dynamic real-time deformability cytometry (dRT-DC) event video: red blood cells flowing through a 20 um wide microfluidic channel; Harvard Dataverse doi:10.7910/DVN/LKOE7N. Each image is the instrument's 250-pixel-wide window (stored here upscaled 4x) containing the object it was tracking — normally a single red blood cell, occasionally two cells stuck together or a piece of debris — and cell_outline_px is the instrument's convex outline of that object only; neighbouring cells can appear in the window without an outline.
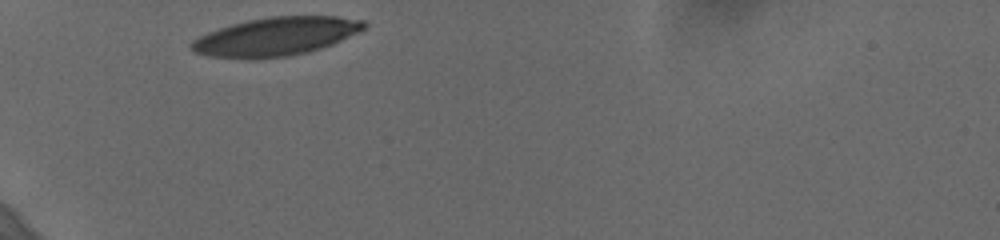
{"species": "human", "species_latin": "Homo sapiens", "temperature_condition": "cold", "stored_images_in_passage": 30, "camera_frame_rate_fps": 3000, "um_per_image_px": 0.085, "donor": {"sex": "female"}, "frame": {"image": 1, "passage_image": 1, "time_ms": 0.0, "image_size_px": [1000, 240], "cell_outline_px": [[368, 28], [332, 44], [308, 52], [288, 56], [256, 60], [252, 60], [208, 56], [196, 52], [192, 48], [192, 40], [208, 32], [220, 28], [248, 20], [268, 16], [336, 16], [364, 20], [368, 24]], "centroid_in_image_um": [23.49, 3.11], "position_along_channel_um": 61.5, "area_um2": 38.84}}
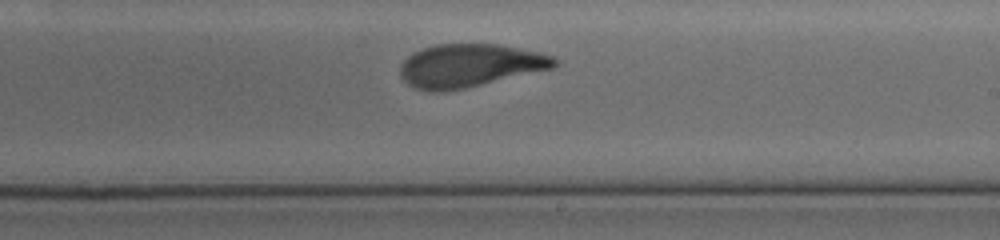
{"frame": {"image": 2, "passage_image": 18, "time_ms": 5.667, "image_size_px": [1000, 240], "cell_outline_px": [[560, 60], [552, 68], [464, 88], [444, 92], [432, 92], [416, 88], [408, 84], [400, 76], [400, 68], [404, 60], [412, 52], [436, 44], [496, 44], [540, 52], [552, 56]], "centroid_in_image_um": [39.9, 5.57], "position_along_channel_um": 249.1, "area_um2": 38.49}}
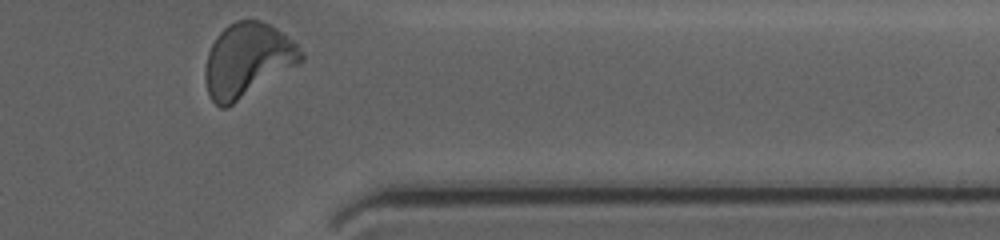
{"frame": {"image": 3, "passage_image": 30, "time_ms": 9.667, "image_size_px": [1000, 240], "cell_outline_px": [[304, 60], [228, 108], [220, 108], [208, 96], [204, 76], [204, 72], [208, 52], [216, 36], [228, 24], [236, 20], [260, 20], [276, 28], [292, 40], [296, 44], [304, 56]], "centroid_in_image_um": [21.0, 5.13], "position_along_channel_um": 390.4, "area_um2": 41.21}, "authors_computed_cell_mechanics": {"area_um2": 39.2751, "velocity_mm_per_s": 3.6293, "shape_relaxation_time_tau1_ms": 5.3904, "shape_relaxation_time_tau2_ms": 0.933, "deformation_change_tau1": 0.198, "deformation_change_tau2": 0.0787}}